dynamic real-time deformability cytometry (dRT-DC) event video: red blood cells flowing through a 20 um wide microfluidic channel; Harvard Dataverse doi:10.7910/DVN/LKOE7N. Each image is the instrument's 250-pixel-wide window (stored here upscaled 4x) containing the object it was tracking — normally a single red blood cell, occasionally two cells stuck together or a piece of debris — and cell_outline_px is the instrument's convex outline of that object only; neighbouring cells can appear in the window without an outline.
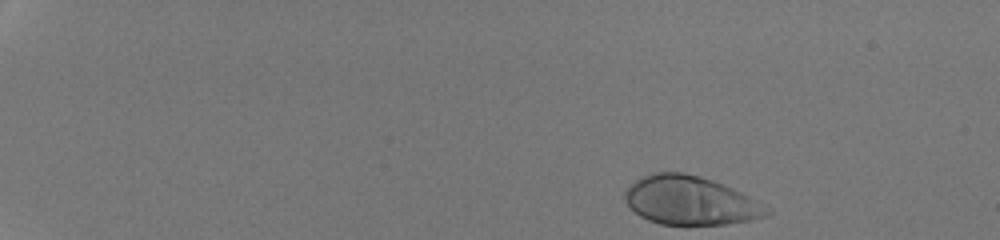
{"species": "human", "species_latin": "Homo sapiens", "temperature_condition": "room temperature", "stored_images_in_passage": 40, "camera_frame_rate_fps": 3000, "um_per_image_px": 0.085, "donor": {"sex": "male"}, "frame": {"image": 1, "passage_image": 1, "time_ms": 0.0, "image_size_px": [1000, 240], "cell_outline_px": [[772, 212], [768, 216], [728, 224], [660, 224], [648, 220], [640, 216], [624, 200], [624, 192], [636, 180], [652, 172], [684, 172], [700, 176], [712, 180], [732, 188], [772, 208]], "centroid_in_image_um": [58.7, 17.04], "position_along_channel_um": 26.3, "area_um2": 40.11}}
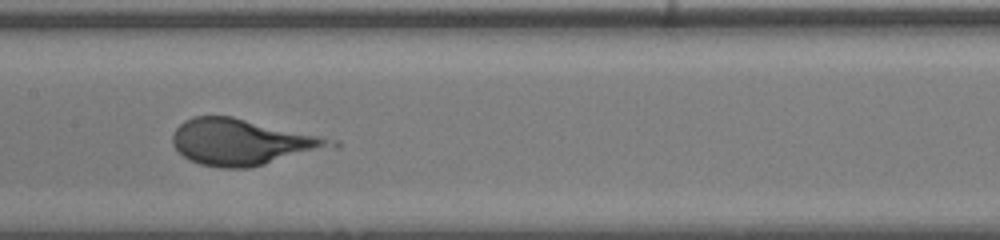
{"frame": {"image": 2, "passage_image": 23, "time_ms": 7.333, "image_size_px": [1000, 240], "cell_outline_px": [[340, 144], [336, 148], [248, 168], [220, 168], [200, 164], [188, 160], [176, 148], [172, 140], [172, 136], [176, 128], [184, 120], [196, 116], [232, 116], [340, 140]], "centroid_in_image_um": [20.68, 12.08], "position_along_channel_um": 186.7, "area_um2": 42.95}}
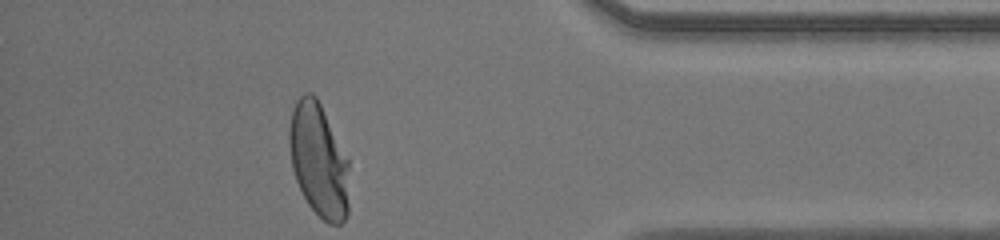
{"frame": {"image": 3, "passage_image": 40, "time_ms": 13.0, "image_size_px": [1000, 240], "cell_outline_px": [[348, 216], [340, 224], [328, 224], [308, 204], [296, 180], [292, 168], [288, 144], [288, 132], [292, 108], [296, 100], [304, 92], [312, 92], [316, 96], [348, 160]], "centroid_in_image_um": [27.06, 13.61], "position_along_channel_um": 408.1, "area_um2": 39.59}, "authors_computed_cell_mechanics": {"area_um2": 39.7375, "velocity_mm_per_s": 4.3041, "shape_relaxation_time_tau1_ms": 5.5605, "shape_relaxation_time_tau2_ms": null, "deformation_change_tau1": 0.2471, "deformation_change_tau2": null}}